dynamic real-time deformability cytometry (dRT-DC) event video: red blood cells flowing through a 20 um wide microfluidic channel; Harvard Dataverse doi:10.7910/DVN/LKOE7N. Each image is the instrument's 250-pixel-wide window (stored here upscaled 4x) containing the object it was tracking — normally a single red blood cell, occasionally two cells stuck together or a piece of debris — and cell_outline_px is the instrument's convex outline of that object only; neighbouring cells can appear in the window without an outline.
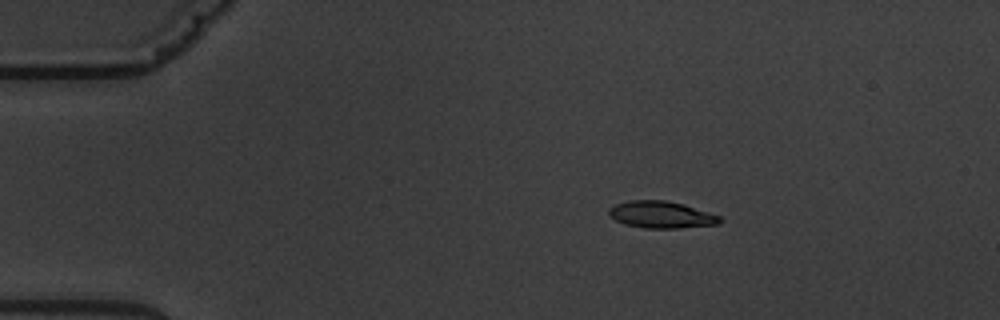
{"species": "common noctule bat (a hibernating species)", "species_latin": "Nyctalus noctula", "temperature_condition": "warm", "stored_images_in_passage": 6, "camera_frame_rate_fps": 3000, "um_per_image_px": 0.085, "animal": {"sex": "male", "body_mass_g": 19.5, "forearm_length_mm": 54.6}, "frame": {"image": 1, "passage_image": 4, "time_ms": 3.333, "image_size_px": [1000, 320], "cell_outline_px": [[724, 220], [720, 224], [680, 228], [644, 228], [624, 224], [616, 220], [608, 212], [608, 208], [616, 204], [628, 200], [664, 200], [684, 204], [720, 216]], "centroid_in_image_um": [56.23, 18.25], "position_along_channel_um": 28.8, "area_um2": 17.46}}